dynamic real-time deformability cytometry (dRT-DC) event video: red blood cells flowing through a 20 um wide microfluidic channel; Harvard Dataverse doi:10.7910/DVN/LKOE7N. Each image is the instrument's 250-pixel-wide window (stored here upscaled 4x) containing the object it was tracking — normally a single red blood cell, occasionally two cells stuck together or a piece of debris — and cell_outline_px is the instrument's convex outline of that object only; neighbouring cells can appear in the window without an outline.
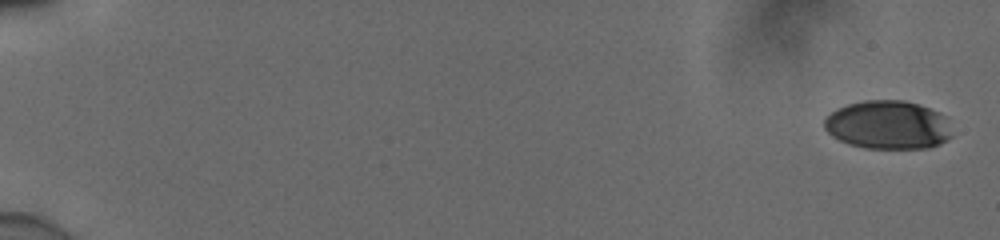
{"species": "human", "species_latin": "Homo sapiens", "temperature_condition": "cold", "stored_images_in_passage": 56, "segment_of_instrument_passage": [1, 2], "camera_frame_rate_fps": 3000, "um_per_image_px": 0.085, "donor": {"sex": "male"}, "frame": {"image": 1, "passage_image": 1, "time_ms": 0.0, "image_size_px": [1000, 240], "cell_outline_px": [[952, 136], [940, 144], [928, 148], [864, 148], [848, 144], [832, 136], [824, 128], [824, 120], [836, 108], [848, 104], [864, 100], [904, 100], [928, 108], [936, 112], [940, 116]], "centroid_in_image_um": [75.39, 10.63], "position_along_channel_um": 9.6, "area_um2": 35.55}}
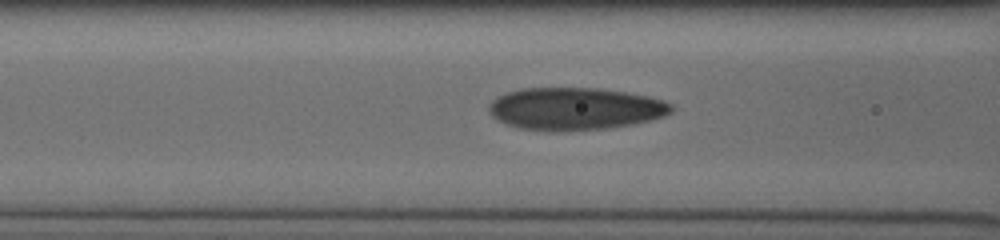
{"frame": {"image": 2, "passage_image": 25, "time_ms": 8.0, "image_size_px": [1000, 240], "cell_outline_px": [[672, 112], [664, 116], [652, 120], [612, 128], [564, 132], [548, 132], [516, 128], [496, 120], [488, 112], [488, 108], [492, 100], [508, 92], [524, 88], [596, 88], [624, 92], [648, 96], [672, 104]], "centroid_in_image_um": [48.85, 9.27], "position_along_channel_um": 117.8, "area_um2": 45.55}}
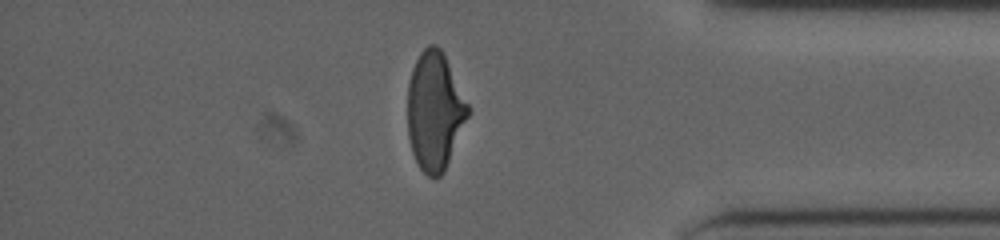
{"frame": {"image": 3, "passage_image": 48, "time_ms": 15.667, "image_size_px": [1000, 240], "cell_outline_px": [[468, 116], [444, 172], [440, 176], [428, 176], [420, 168], [412, 152], [408, 136], [408, 84], [412, 68], [420, 52], [428, 44], [436, 44], [444, 52], [468, 104]], "centroid_in_image_um": [36.94, 9.4], "position_along_channel_um": 398.3, "area_um2": 41.33}}